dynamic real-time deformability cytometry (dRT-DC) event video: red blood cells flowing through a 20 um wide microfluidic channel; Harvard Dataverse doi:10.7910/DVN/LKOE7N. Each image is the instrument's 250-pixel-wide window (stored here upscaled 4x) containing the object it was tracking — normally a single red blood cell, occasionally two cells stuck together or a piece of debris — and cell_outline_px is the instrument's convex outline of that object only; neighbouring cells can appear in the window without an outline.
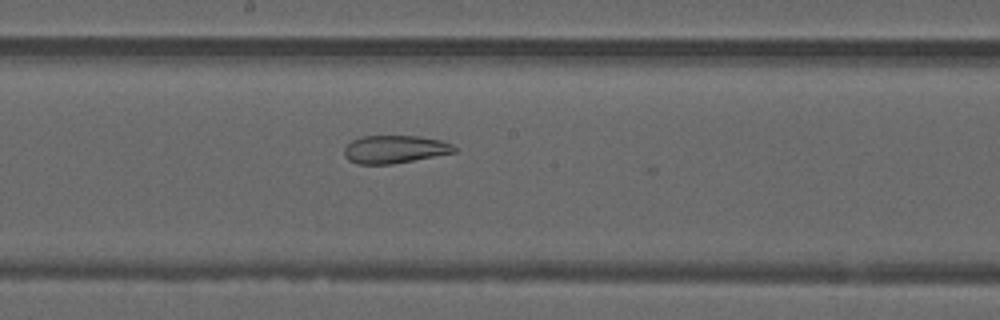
{"species": "common noctule bat (a hibernating species)", "species_latin": "Nyctalus noctula", "temperature_condition": "warm", "stored_images_in_passage": 36, "camera_frame_rate_fps": 3000, "um_per_image_px": 0.085, "animal": {"sex": "male", "forearm_length_mm": 52.5}, "frame": {"image": 1, "passage_image": 27, "time_ms": 8.667, "image_size_px": [1000, 320], "cell_outline_px": [[456, 152], [392, 164], [356, 164], [348, 160], [344, 156], [344, 148], [352, 140], [360, 136], [420, 136], [440, 140], [452, 144], [456, 148]], "centroid_in_image_um": [33.52, 12.69], "position_along_channel_um": 214.7, "area_um2": 17.92}}
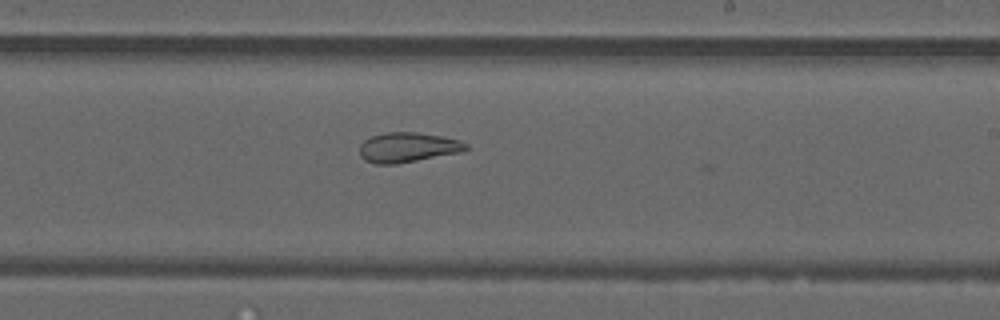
{"frame": {"image": 2, "passage_image": 30, "time_ms": 9.667, "image_size_px": [1000, 320], "cell_outline_px": [[468, 148], [464, 152], [396, 164], [376, 164], [364, 160], [360, 156], [360, 144], [364, 140], [372, 136], [388, 132], [416, 132], [440, 136], [460, 140], [468, 144]], "centroid_in_image_um": [34.68, 12.53], "position_along_channel_um": 254.3, "area_um2": 18.61}}
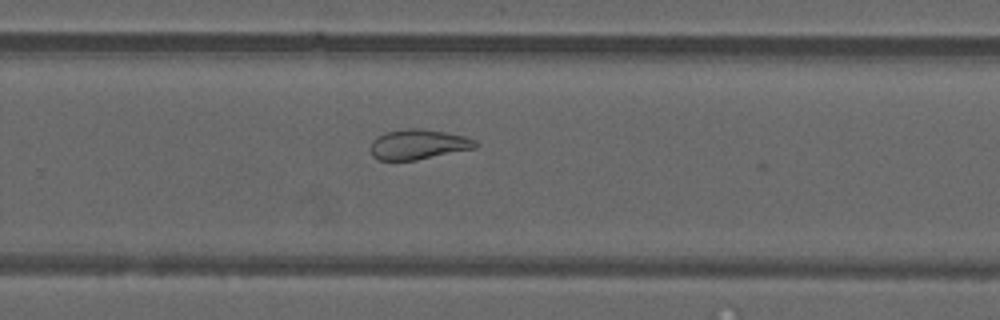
{"frame": {"image": 3, "passage_image": 33, "time_ms": 10.667, "image_size_px": [1000, 320], "cell_outline_px": [[480, 144], [476, 148], [416, 160], [380, 160], [372, 156], [372, 140], [376, 136], [384, 132], [408, 128], [420, 128], [444, 132], [464, 136], [476, 140]], "centroid_in_image_um": [35.57, 12.27], "position_along_channel_um": 294.2, "area_um2": 18.38}}